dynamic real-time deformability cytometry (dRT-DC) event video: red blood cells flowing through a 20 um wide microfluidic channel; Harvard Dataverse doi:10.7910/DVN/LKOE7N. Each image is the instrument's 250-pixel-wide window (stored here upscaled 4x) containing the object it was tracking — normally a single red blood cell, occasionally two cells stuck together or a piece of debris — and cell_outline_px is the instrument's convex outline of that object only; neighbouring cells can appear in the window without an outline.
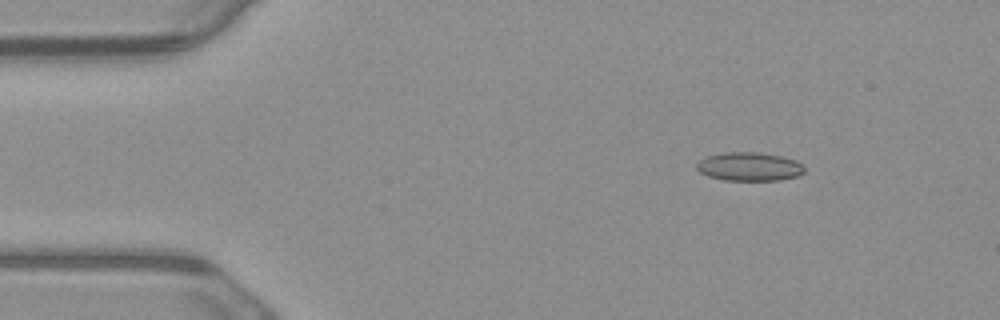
{"species": "common noctule bat (a hibernating species)", "species_latin": "Nyctalus noctula", "temperature_condition": "warm", "stored_images_in_passage": 3, "camera_frame_rate_fps": 3000, "um_per_image_px": 0.085, "animal": {"sex": "male", "body_mass_g": 23.1, "forearm_length_mm": 52.7}, "frame": {"image": 1, "passage_image": 1, "time_ms": 0.0, "image_size_px": [1000, 320], "cell_outline_px": [[804, 172], [800, 176], [780, 180], [724, 180], [708, 176], [700, 172], [696, 168], [696, 164], [700, 160], [708, 156], [724, 152], [756, 152], [780, 156], [796, 160], [804, 164]], "centroid_in_image_um": [63.72, 14.16], "position_along_channel_um": 21.3, "area_um2": 18.03}}
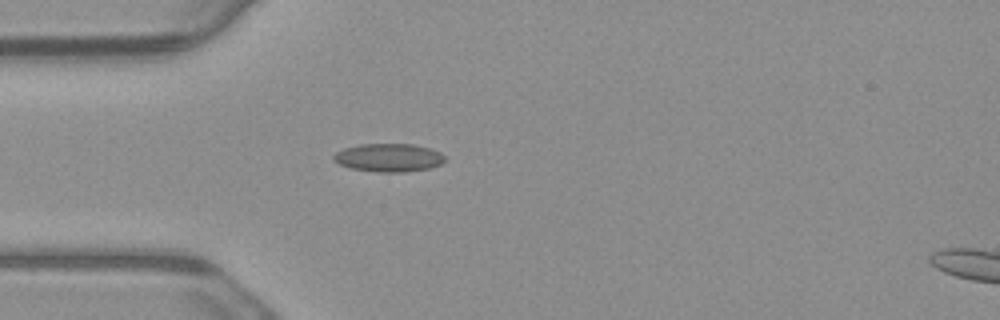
{"frame": {"image": 2, "passage_image": 3, "time_ms": 0.667, "image_size_px": [1000, 320], "cell_outline_px": [[444, 160], [440, 164], [428, 168], [404, 172], [380, 172], [352, 168], [340, 164], [332, 160], [332, 156], [336, 152], [344, 148], [360, 144], [412, 144], [428, 148], [440, 152], [444, 156]], "centroid_in_image_um": [33.01, 13.39], "position_along_channel_um": 52.0, "area_um2": 18.09}}